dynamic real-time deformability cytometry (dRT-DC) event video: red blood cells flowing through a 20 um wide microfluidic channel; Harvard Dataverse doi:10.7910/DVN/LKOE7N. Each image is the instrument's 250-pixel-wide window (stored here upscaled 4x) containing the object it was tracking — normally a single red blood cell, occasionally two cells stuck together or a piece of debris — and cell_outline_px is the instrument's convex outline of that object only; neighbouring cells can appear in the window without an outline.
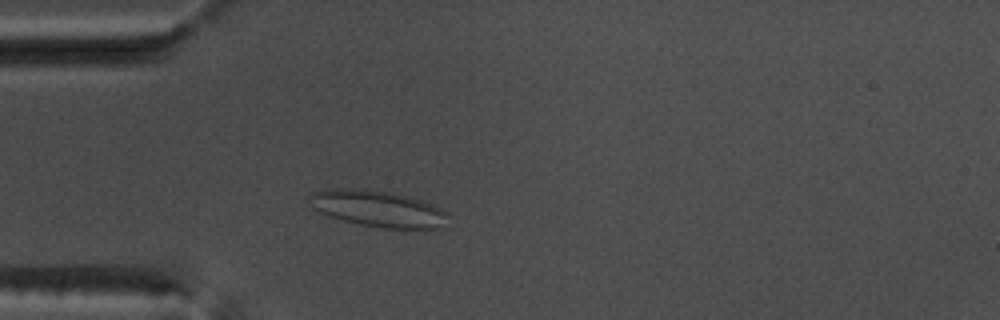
{"species": "common noctule bat (a hibernating species)", "species_latin": "Nyctalus noctula", "temperature_condition": "warm", "stored_images_in_passage": 47, "camera_frame_rate_fps": 3000, "um_per_image_px": 0.085, "animal": {"sex": "male", "body_mass_g": 17.5, "forearm_length_mm": 52.3}, "frame": {"image": 1, "passage_image": 9, "time_ms": 2.667, "image_size_px": [1000, 320], "cell_outline_px": [[448, 216], [444, 228], [384, 228], [360, 224], [328, 216], [312, 208], [308, 196], [312, 192], [332, 188], [364, 188], [388, 192], [420, 200], [432, 204], [440, 208]], "centroid_in_image_um": [32.08, 17.73], "position_along_channel_um": 52.9, "area_um2": 29.19}}
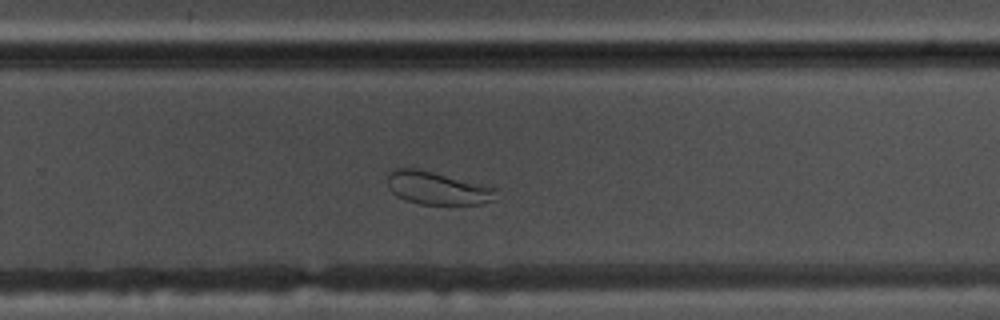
{"frame": {"image": 2, "passage_image": 29, "time_ms": 9.333, "image_size_px": [1000, 320], "cell_outline_px": [[496, 200], [484, 204], [420, 204], [404, 200], [396, 196], [388, 188], [388, 172], [392, 168], [420, 168], [496, 188]], "centroid_in_image_um": [37.14, 15.98], "position_along_channel_um": 292.7, "area_um2": 21.1}}
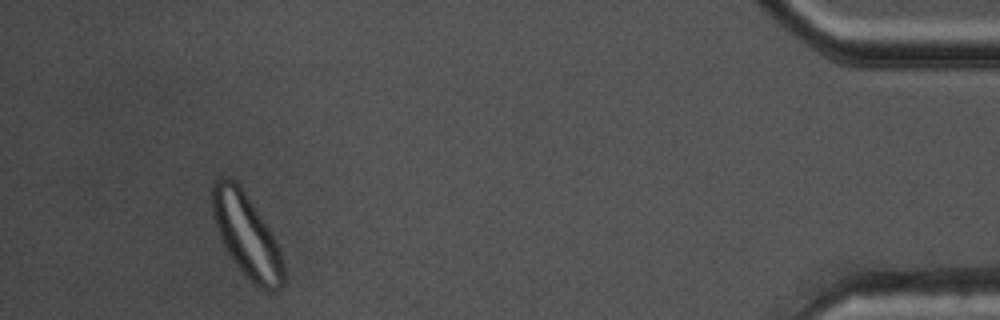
{"frame": {"image": 3, "passage_image": 44, "time_ms": 14.333, "image_size_px": [1000, 320], "cell_outline_px": [[284, 284], [276, 292], [268, 292], [256, 288], [236, 264], [228, 252], [220, 236], [212, 216], [212, 184], [216, 180], [224, 176], [228, 176], [236, 180], [240, 184], [268, 228], [280, 252], [284, 264]], "centroid_in_image_um": [20.96, 20.03], "position_along_channel_um": 414.2, "area_um2": 34.51}, "authors_computed_cell_mechanics": {"area_um2": 28.322, "velocity_mm_per_s": 3.7356, "shape_relaxation_time_tau1_ms": null, "shape_relaxation_time_tau2_ms": 1.2546, "deformation_change_tau1": null, "deformation_change_tau2": 0.0728}}